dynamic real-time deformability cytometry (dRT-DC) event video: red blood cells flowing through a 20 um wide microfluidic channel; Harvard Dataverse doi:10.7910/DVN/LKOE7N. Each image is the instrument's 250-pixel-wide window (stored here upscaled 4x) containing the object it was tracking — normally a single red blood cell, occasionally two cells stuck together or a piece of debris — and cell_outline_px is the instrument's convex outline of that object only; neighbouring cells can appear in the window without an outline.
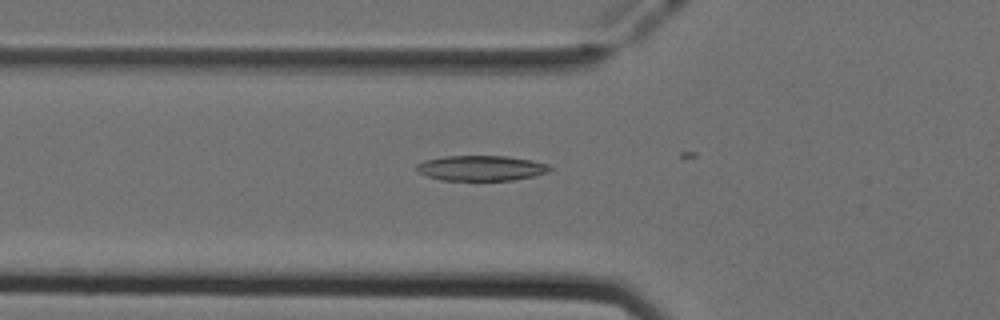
{"species": "Egyptian fruit bat (a non-hibernating species)", "species_latin": "Rousettus aegyptiacus", "temperature_condition": "cold", "stored_images_in_passage": 18, "camera_frame_rate_fps": 3000, "um_per_image_px": 0.085, "animal": {"sex": "female"}, "frame": {"image": 1, "passage_image": 17, "time_ms": 5.333, "image_size_px": [1000, 320], "cell_outline_px": [[552, 168], [548, 172], [532, 176], [512, 180], [440, 180], [428, 176], [420, 172], [416, 168], [416, 164], [424, 160], [444, 156], [508, 156], [532, 160], [548, 164]], "centroid_in_image_um": [40.9, 14.28], "position_along_channel_um": 84.9, "area_um2": 19.54}}